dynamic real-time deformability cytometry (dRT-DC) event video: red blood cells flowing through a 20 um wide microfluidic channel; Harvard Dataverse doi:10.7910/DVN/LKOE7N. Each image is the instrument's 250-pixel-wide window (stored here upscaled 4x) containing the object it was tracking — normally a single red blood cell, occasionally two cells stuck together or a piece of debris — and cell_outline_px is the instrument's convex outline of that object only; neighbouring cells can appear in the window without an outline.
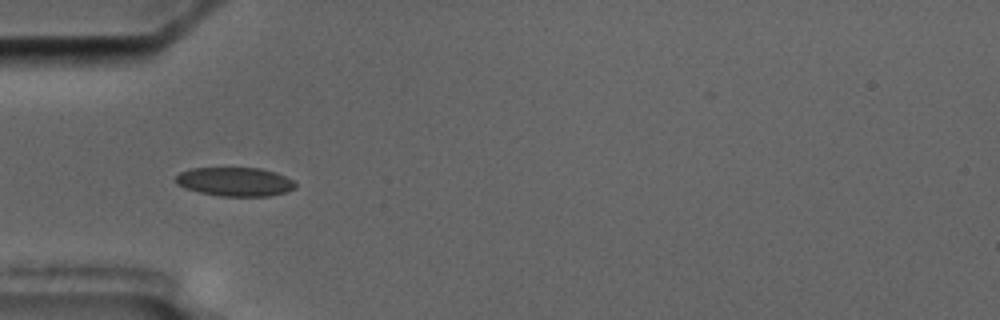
{"species": "common noctule bat (a hibernating species)", "species_latin": "Nyctalus noctula", "temperature_condition": "cold", "stored_images_in_passage": 2, "camera_frame_rate_fps": 3000, "um_per_image_px": 0.085, "animal": {"sex": "male", "body_mass_g": 17.5, "forearm_length_mm": 52.3}, "frame": {"image": 1, "passage_image": 1, "time_ms": 0.0, "image_size_px": [1000, 320], "cell_outline_px": [[296, 188], [284, 192], [268, 196], [220, 196], [200, 192], [176, 184], [176, 176], [180, 172], [192, 168], [260, 168], [276, 172], [292, 180], [296, 184]], "centroid_in_image_um": [19.98, 15.44], "position_along_channel_um": 65.0, "area_um2": 19.94}}